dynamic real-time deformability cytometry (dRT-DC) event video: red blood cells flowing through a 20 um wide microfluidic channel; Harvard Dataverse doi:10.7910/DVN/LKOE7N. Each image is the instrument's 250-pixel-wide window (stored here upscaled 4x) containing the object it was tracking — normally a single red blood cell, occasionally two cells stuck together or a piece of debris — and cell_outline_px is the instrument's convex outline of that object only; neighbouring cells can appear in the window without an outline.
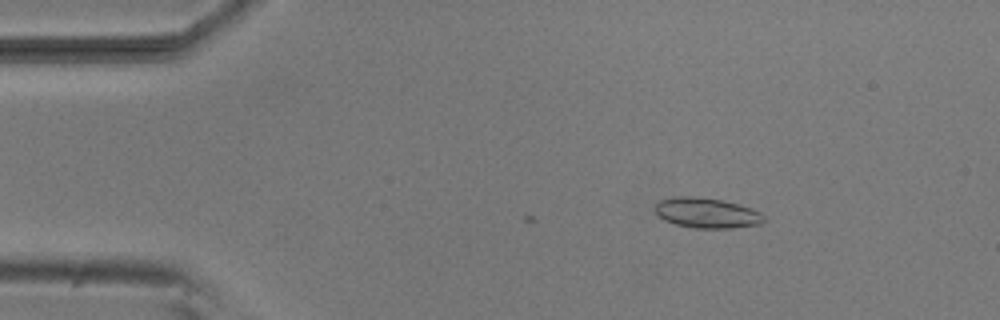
{"species": "common noctule bat (a hibernating species)", "species_latin": "Nyctalus noctula", "temperature_condition": "room temperature", "stored_images_in_passage": 2, "camera_frame_rate_fps": 3000, "um_per_image_px": 0.085, "animal": {"sex": "male", "body_mass_g": 20.5, "forearm_length_mm": 52.5}, "frame": {"image": 1, "passage_image": 2, "time_ms": 0.333, "image_size_px": [1000, 320], "cell_outline_px": [[764, 220], [760, 224], [732, 228], [692, 228], [676, 224], [664, 220], [652, 208], [660, 200], [676, 196], [692, 196], [720, 200], [740, 204], [752, 208], [760, 212], [764, 216]], "centroid_in_image_um": [60.06, 18.1], "position_along_channel_um": 24.9, "area_um2": 19.19}}